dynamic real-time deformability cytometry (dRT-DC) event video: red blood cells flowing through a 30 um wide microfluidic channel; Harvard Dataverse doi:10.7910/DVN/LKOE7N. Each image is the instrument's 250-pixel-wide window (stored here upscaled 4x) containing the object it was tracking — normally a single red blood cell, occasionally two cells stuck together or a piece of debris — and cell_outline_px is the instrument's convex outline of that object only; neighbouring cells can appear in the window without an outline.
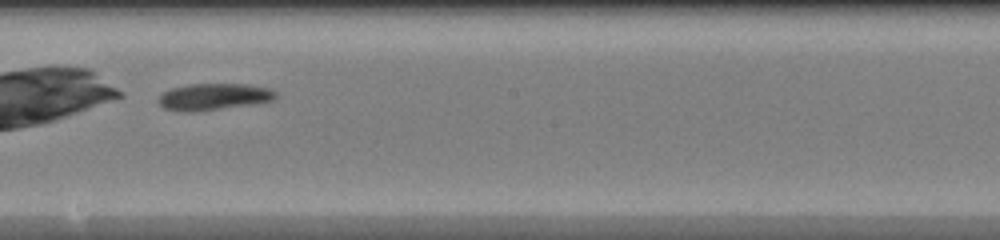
{"species": "common noctule bat (a hibernating species)", "species_latin": "Nyctalus noctula", "temperature_condition": "warm", "stored_images_in_passage": 30, "camera_frame_rate_fps": 3000, "um_per_image_px": 0.085, "animal": {"sex": "female", "body_mass_g": 20.0, "forearm_length_mm": 54.0}, "frame": {"image": 1, "passage_image": 14, "time_ms": 4.333, "image_size_px": [1000, 240], "cell_outline_px": [[276, 100], [260, 104], [192, 112], [184, 112], [164, 108], [156, 100], [164, 92], [172, 88], [192, 84], [244, 84], [268, 88], [276, 92]], "centroid_in_image_um": [18.21, 8.24], "position_along_channel_um": 230.0, "area_um2": 18.38}}
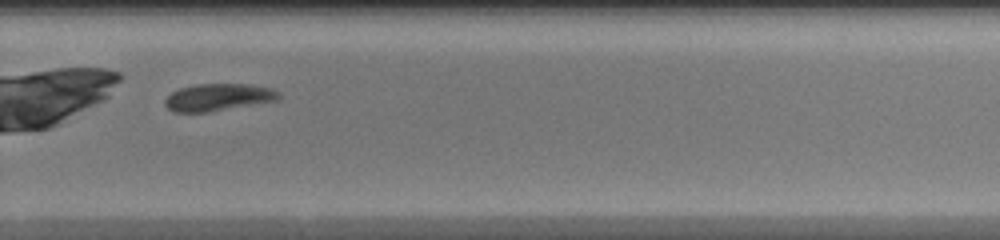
{"frame": {"image": 2, "passage_image": 20, "time_ms": 6.333, "image_size_px": [1000, 240], "cell_outline_px": [[280, 100], [208, 112], [172, 112], [164, 104], [164, 100], [172, 92], [180, 88], [196, 84], [248, 84], [272, 88], [280, 92]], "centroid_in_image_um": [18.57, 8.27], "position_along_channel_um": 311.2, "area_um2": 18.15}}
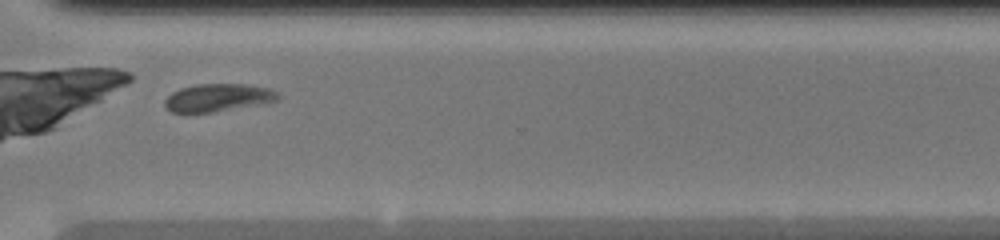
{"frame": {"image": 3, "passage_image": 23, "time_ms": 7.333, "image_size_px": [1000, 240], "cell_outline_px": [[280, 100], [264, 104], [212, 112], [172, 112], [164, 104], [164, 100], [172, 92], [180, 88], [196, 84], [244, 84], [268, 88], [276, 92], [280, 96]], "centroid_in_image_um": [18.56, 8.3], "position_along_channel_um": 352.0, "area_um2": 18.32}}